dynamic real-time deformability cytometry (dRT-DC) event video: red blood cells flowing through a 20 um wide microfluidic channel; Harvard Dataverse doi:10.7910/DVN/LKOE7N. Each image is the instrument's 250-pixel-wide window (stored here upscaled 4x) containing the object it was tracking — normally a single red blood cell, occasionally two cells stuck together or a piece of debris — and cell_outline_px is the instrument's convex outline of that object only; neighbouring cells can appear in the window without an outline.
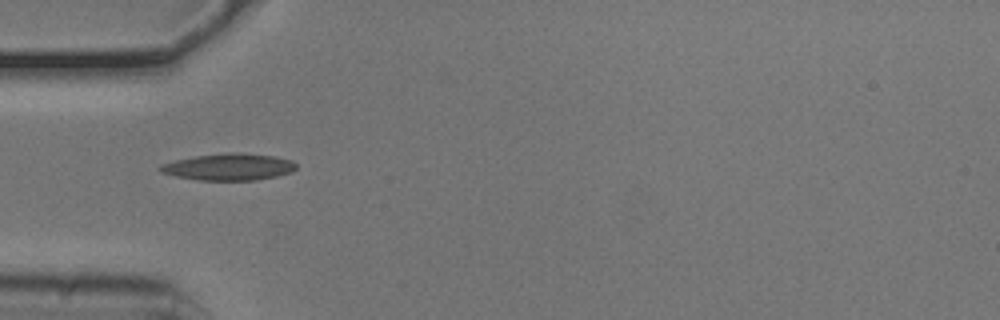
{"species": "common noctule bat (a hibernating species)", "species_latin": "Nyctalus noctula", "temperature_condition": "cold", "stored_images_in_passage": 38, "camera_frame_rate_fps": 3000, "um_per_image_px": 0.085, "animal": {"sex": "male", "body_mass_g": 20.5, "forearm_length_mm": 52.5}, "frame": {"image": 1, "passage_image": 1, "time_ms": 0.0, "image_size_px": [1000, 320], "cell_outline_px": [[296, 168], [292, 172], [276, 176], [256, 180], [200, 180], [176, 176], [160, 172], [156, 168], [160, 164], [176, 160], [196, 156], [228, 152], [232, 152], [276, 156], [292, 160], [296, 164]], "centroid_in_image_um": [19.45, 14.18], "position_along_channel_um": 65.6, "area_um2": 21.21}}
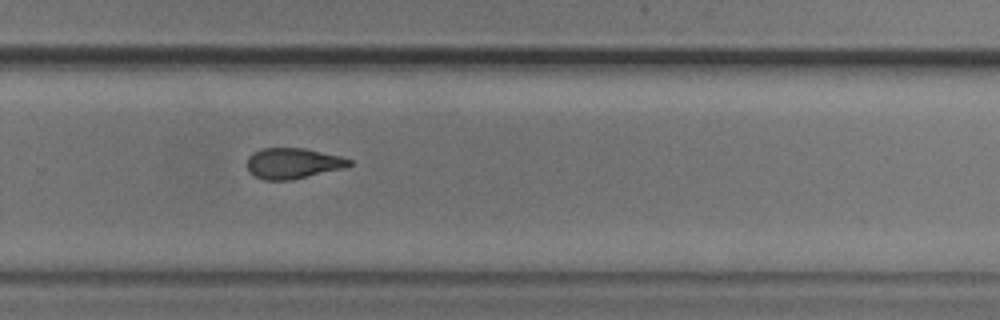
{"frame": {"image": 2, "passage_image": 20, "time_ms": 6.333, "image_size_px": [1000, 320], "cell_outline_px": [[352, 164], [344, 168], [292, 180], [264, 180], [248, 172], [248, 156], [252, 152], [264, 148], [304, 148], [340, 156], [352, 160]], "centroid_in_image_um": [24.89, 13.88], "position_along_channel_um": 304.9, "area_um2": 18.26}}
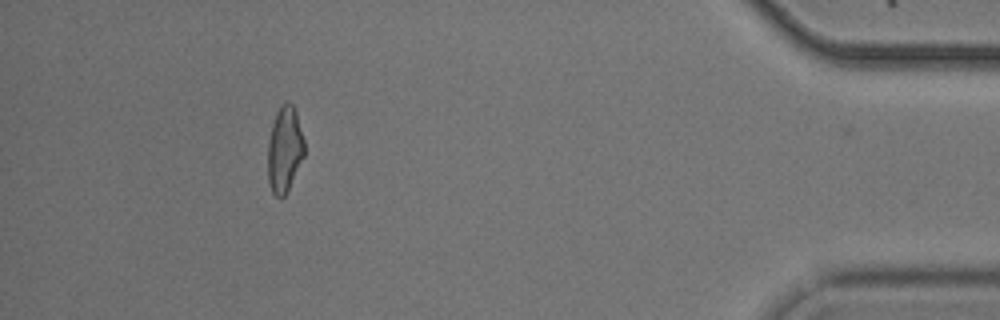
{"frame": {"image": 3, "passage_image": 33, "time_ms": 10.667, "image_size_px": [1000, 320], "cell_outline_px": [[304, 156], [284, 196], [276, 196], [272, 192], [268, 184], [268, 140], [272, 124], [276, 112], [284, 100], [288, 100], [292, 104], [296, 112], [304, 140]], "centroid_in_image_um": [24.18, 12.65], "position_along_channel_um": 411.0, "area_um2": 18.21}, "authors_computed_cell_mechanics": {"area_um2": 18.785, "velocity_mm_per_s": 3.7797, "shape_relaxation_time_tau1_ms": 5.9113, "shape_relaxation_time_tau2_ms": 3.0134, "deformation_change_tau1": 0.1926, "deformation_change_tau2": 0.1128}}